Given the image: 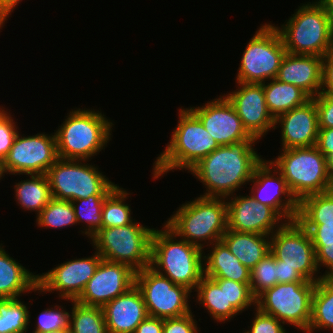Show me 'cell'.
<instances>
[{
	"label": "cell",
	"mask_w": 333,
	"mask_h": 333,
	"mask_svg": "<svg viewBox=\"0 0 333 333\" xmlns=\"http://www.w3.org/2000/svg\"><path fill=\"white\" fill-rule=\"evenodd\" d=\"M199 325L193 311L180 317L163 319V333H202Z\"/></svg>",
	"instance_id": "cell-42"
},
{
	"label": "cell",
	"mask_w": 333,
	"mask_h": 333,
	"mask_svg": "<svg viewBox=\"0 0 333 333\" xmlns=\"http://www.w3.org/2000/svg\"><path fill=\"white\" fill-rule=\"evenodd\" d=\"M320 330L333 333V278L318 280L313 293L311 319L306 333Z\"/></svg>",
	"instance_id": "cell-29"
},
{
	"label": "cell",
	"mask_w": 333,
	"mask_h": 333,
	"mask_svg": "<svg viewBox=\"0 0 333 333\" xmlns=\"http://www.w3.org/2000/svg\"><path fill=\"white\" fill-rule=\"evenodd\" d=\"M231 195L227 202V227L236 232L271 235L286 221L270 206L257 202L248 192Z\"/></svg>",
	"instance_id": "cell-18"
},
{
	"label": "cell",
	"mask_w": 333,
	"mask_h": 333,
	"mask_svg": "<svg viewBox=\"0 0 333 333\" xmlns=\"http://www.w3.org/2000/svg\"><path fill=\"white\" fill-rule=\"evenodd\" d=\"M221 241L250 271L270 253L269 235L236 232L227 228Z\"/></svg>",
	"instance_id": "cell-26"
},
{
	"label": "cell",
	"mask_w": 333,
	"mask_h": 333,
	"mask_svg": "<svg viewBox=\"0 0 333 333\" xmlns=\"http://www.w3.org/2000/svg\"><path fill=\"white\" fill-rule=\"evenodd\" d=\"M22 1L23 0H0V33L2 32L1 30L5 28V24L8 23V19H11L12 13L19 9L18 6Z\"/></svg>",
	"instance_id": "cell-49"
},
{
	"label": "cell",
	"mask_w": 333,
	"mask_h": 333,
	"mask_svg": "<svg viewBox=\"0 0 333 333\" xmlns=\"http://www.w3.org/2000/svg\"><path fill=\"white\" fill-rule=\"evenodd\" d=\"M62 300L59 299V303L56 302L53 305H47L46 309L41 310L39 315L35 317V323L31 322V313L30 312V323L32 327V332L29 333H43V332H53L60 329H69V313L70 310H68L66 307L67 303H71V300ZM67 301V302H66ZM62 302V304L60 303ZM58 303V304H57ZM64 304V305H63ZM35 327H33V326Z\"/></svg>",
	"instance_id": "cell-38"
},
{
	"label": "cell",
	"mask_w": 333,
	"mask_h": 333,
	"mask_svg": "<svg viewBox=\"0 0 333 333\" xmlns=\"http://www.w3.org/2000/svg\"><path fill=\"white\" fill-rule=\"evenodd\" d=\"M68 307L71 308L70 333H108L102 307L86 306L73 300Z\"/></svg>",
	"instance_id": "cell-35"
},
{
	"label": "cell",
	"mask_w": 333,
	"mask_h": 333,
	"mask_svg": "<svg viewBox=\"0 0 333 333\" xmlns=\"http://www.w3.org/2000/svg\"><path fill=\"white\" fill-rule=\"evenodd\" d=\"M193 298L195 309L198 304L217 326L218 323L220 326L226 324L225 286H219L212 278L204 275L193 292Z\"/></svg>",
	"instance_id": "cell-30"
},
{
	"label": "cell",
	"mask_w": 333,
	"mask_h": 333,
	"mask_svg": "<svg viewBox=\"0 0 333 333\" xmlns=\"http://www.w3.org/2000/svg\"><path fill=\"white\" fill-rule=\"evenodd\" d=\"M289 282H311L306 281L294 268L282 265V261L277 260V283Z\"/></svg>",
	"instance_id": "cell-48"
},
{
	"label": "cell",
	"mask_w": 333,
	"mask_h": 333,
	"mask_svg": "<svg viewBox=\"0 0 333 333\" xmlns=\"http://www.w3.org/2000/svg\"><path fill=\"white\" fill-rule=\"evenodd\" d=\"M94 108L75 106L68 110L54 130L58 158L92 162L100 152H105L117 122L107 117L100 107Z\"/></svg>",
	"instance_id": "cell-2"
},
{
	"label": "cell",
	"mask_w": 333,
	"mask_h": 333,
	"mask_svg": "<svg viewBox=\"0 0 333 333\" xmlns=\"http://www.w3.org/2000/svg\"><path fill=\"white\" fill-rule=\"evenodd\" d=\"M89 160L58 158L46 172L52 198L74 201L93 195H108L118 184Z\"/></svg>",
	"instance_id": "cell-9"
},
{
	"label": "cell",
	"mask_w": 333,
	"mask_h": 333,
	"mask_svg": "<svg viewBox=\"0 0 333 333\" xmlns=\"http://www.w3.org/2000/svg\"><path fill=\"white\" fill-rule=\"evenodd\" d=\"M0 242V298L29 296L38 288V271L32 272L19 263L6 251L5 243Z\"/></svg>",
	"instance_id": "cell-24"
},
{
	"label": "cell",
	"mask_w": 333,
	"mask_h": 333,
	"mask_svg": "<svg viewBox=\"0 0 333 333\" xmlns=\"http://www.w3.org/2000/svg\"><path fill=\"white\" fill-rule=\"evenodd\" d=\"M154 229L153 225L142 224L137 219L125 226L101 228L89 243L102 259L124 263L139 271L150 266L151 237Z\"/></svg>",
	"instance_id": "cell-8"
},
{
	"label": "cell",
	"mask_w": 333,
	"mask_h": 333,
	"mask_svg": "<svg viewBox=\"0 0 333 333\" xmlns=\"http://www.w3.org/2000/svg\"><path fill=\"white\" fill-rule=\"evenodd\" d=\"M270 22L279 32L287 53L324 57L333 51V27L317 0L300 3L282 24Z\"/></svg>",
	"instance_id": "cell-6"
},
{
	"label": "cell",
	"mask_w": 333,
	"mask_h": 333,
	"mask_svg": "<svg viewBox=\"0 0 333 333\" xmlns=\"http://www.w3.org/2000/svg\"><path fill=\"white\" fill-rule=\"evenodd\" d=\"M134 333H163V318L147 316Z\"/></svg>",
	"instance_id": "cell-50"
},
{
	"label": "cell",
	"mask_w": 333,
	"mask_h": 333,
	"mask_svg": "<svg viewBox=\"0 0 333 333\" xmlns=\"http://www.w3.org/2000/svg\"><path fill=\"white\" fill-rule=\"evenodd\" d=\"M318 112V128H333V95L321 92L314 97Z\"/></svg>",
	"instance_id": "cell-44"
},
{
	"label": "cell",
	"mask_w": 333,
	"mask_h": 333,
	"mask_svg": "<svg viewBox=\"0 0 333 333\" xmlns=\"http://www.w3.org/2000/svg\"><path fill=\"white\" fill-rule=\"evenodd\" d=\"M177 125L164 149L152 163L151 177L159 180L171 171L188 172L219 147L201 121L185 106L178 108Z\"/></svg>",
	"instance_id": "cell-3"
},
{
	"label": "cell",
	"mask_w": 333,
	"mask_h": 333,
	"mask_svg": "<svg viewBox=\"0 0 333 333\" xmlns=\"http://www.w3.org/2000/svg\"><path fill=\"white\" fill-rule=\"evenodd\" d=\"M135 274L129 265L102 259L76 302L103 307L135 285Z\"/></svg>",
	"instance_id": "cell-19"
},
{
	"label": "cell",
	"mask_w": 333,
	"mask_h": 333,
	"mask_svg": "<svg viewBox=\"0 0 333 333\" xmlns=\"http://www.w3.org/2000/svg\"><path fill=\"white\" fill-rule=\"evenodd\" d=\"M328 170L330 176L333 178V156L328 160Z\"/></svg>",
	"instance_id": "cell-52"
},
{
	"label": "cell",
	"mask_w": 333,
	"mask_h": 333,
	"mask_svg": "<svg viewBox=\"0 0 333 333\" xmlns=\"http://www.w3.org/2000/svg\"><path fill=\"white\" fill-rule=\"evenodd\" d=\"M132 194L134 193L118 184L105 197L102 207V228L121 227L135 221L136 218L132 216L133 209L128 204L131 202L129 198L132 199Z\"/></svg>",
	"instance_id": "cell-31"
},
{
	"label": "cell",
	"mask_w": 333,
	"mask_h": 333,
	"mask_svg": "<svg viewBox=\"0 0 333 333\" xmlns=\"http://www.w3.org/2000/svg\"><path fill=\"white\" fill-rule=\"evenodd\" d=\"M298 222H333V189L299 201Z\"/></svg>",
	"instance_id": "cell-37"
},
{
	"label": "cell",
	"mask_w": 333,
	"mask_h": 333,
	"mask_svg": "<svg viewBox=\"0 0 333 333\" xmlns=\"http://www.w3.org/2000/svg\"><path fill=\"white\" fill-rule=\"evenodd\" d=\"M106 196L93 195L71 201L77 225L80 226L78 233L86 237L87 242L102 228V207Z\"/></svg>",
	"instance_id": "cell-33"
},
{
	"label": "cell",
	"mask_w": 333,
	"mask_h": 333,
	"mask_svg": "<svg viewBox=\"0 0 333 333\" xmlns=\"http://www.w3.org/2000/svg\"><path fill=\"white\" fill-rule=\"evenodd\" d=\"M36 227L43 229H69L78 226L75 211L71 201L52 198L49 203L36 216ZM69 227V228H68Z\"/></svg>",
	"instance_id": "cell-36"
},
{
	"label": "cell",
	"mask_w": 333,
	"mask_h": 333,
	"mask_svg": "<svg viewBox=\"0 0 333 333\" xmlns=\"http://www.w3.org/2000/svg\"><path fill=\"white\" fill-rule=\"evenodd\" d=\"M215 98L187 107L202 123L219 146L242 140H257L243 127L242 121L232 104L221 93Z\"/></svg>",
	"instance_id": "cell-17"
},
{
	"label": "cell",
	"mask_w": 333,
	"mask_h": 333,
	"mask_svg": "<svg viewBox=\"0 0 333 333\" xmlns=\"http://www.w3.org/2000/svg\"><path fill=\"white\" fill-rule=\"evenodd\" d=\"M4 105V106H3ZM0 105V161L3 162L18 134L21 130L18 126V119H15V114L11 108H6L5 104ZM13 113V114H12ZM14 116V117H13Z\"/></svg>",
	"instance_id": "cell-40"
},
{
	"label": "cell",
	"mask_w": 333,
	"mask_h": 333,
	"mask_svg": "<svg viewBox=\"0 0 333 333\" xmlns=\"http://www.w3.org/2000/svg\"><path fill=\"white\" fill-rule=\"evenodd\" d=\"M248 185V192L257 202L273 208L286 222L296 220L299 201L268 158L255 167Z\"/></svg>",
	"instance_id": "cell-16"
},
{
	"label": "cell",
	"mask_w": 333,
	"mask_h": 333,
	"mask_svg": "<svg viewBox=\"0 0 333 333\" xmlns=\"http://www.w3.org/2000/svg\"><path fill=\"white\" fill-rule=\"evenodd\" d=\"M275 129L281 130L279 149L316 145L319 128L314 98L276 117L274 131Z\"/></svg>",
	"instance_id": "cell-21"
},
{
	"label": "cell",
	"mask_w": 333,
	"mask_h": 333,
	"mask_svg": "<svg viewBox=\"0 0 333 333\" xmlns=\"http://www.w3.org/2000/svg\"><path fill=\"white\" fill-rule=\"evenodd\" d=\"M277 284V260L269 253L252 270L250 274V290L256 298L268 288Z\"/></svg>",
	"instance_id": "cell-39"
},
{
	"label": "cell",
	"mask_w": 333,
	"mask_h": 333,
	"mask_svg": "<svg viewBox=\"0 0 333 333\" xmlns=\"http://www.w3.org/2000/svg\"><path fill=\"white\" fill-rule=\"evenodd\" d=\"M321 92L333 95V51L323 57Z\"/></svg>",
	"instance_id": "cell-46"
},
{
	"label": "cell",
	"mask_w": 333,
	"mask_h": 333,
	"mask_svg": "<svg viewBox=\"0 0 333 333\" xmlns=\"http://www.w3.org/2000/svg\"><path fill=\"white\" fill-rule=\"evenodd\" d=\"M135 285L142 294L148 316L165 319L193 311V292L174 284L150 266L136 271Z\"/></svg>",
	"instance_id": "cell-12"
},
{
	"label": "cell",
	"mask_w": 333,
	"mask_h": 333,
	"mask_svg": "<svg viewBox=\"0 0 333 333\" xmlns=\"http://www.w3.org/2000/svg\"><path fill=\"white\" fill-rule=\"evenodd\" d=\"M327 12L328 17L330 18L331 25L333 27V0H317Z\"/></svg>",
	"instance_id": "cell-51"
},
{
	"label": "cell",
	"mask_w": 333,
	"mask_h": 333,
	"mask_svg": "<svg viewBox=\"0 0 333 333\" xmlns=\"http://www.w3.org/2000/svg\"><path fill=\"white\" fill-rule=\"evenodd\" d=\"M316 282L277 283L255 298V307L287 327L306 333L311 319Z\"/></svg>",
	"instance_id": "cell-11"
},
{
	"label": "cell",
	"mask_w": 333,
	"mask_h": 333,
	"mask_svg": "<svg viewBox=\"0 0 333 333\" xmlns=\"http://www.w3.org/2000/svg\"><path fill=\"white\" fill-rule=\"evenodd\" d=\"M257 27L244 47L235 82L262 84L276 78L287 53L279 32L270 21Z\"/></svg>",
	"instance_id": "cell-10"
},
{
	"label": "cell",
	"mask_w": 333,
	"mask_h": 333,
	"mask_svg": "<svg viewBox=\"0 0 333 333\" xmlns=\"http://www.w3.org/2000/svg\"><path fill=\"white\" fill-rule=\"evenodd\" d=\"M309 233L312 242H333V222H299Z\"/></svg>",
	"instance_id": "cell-45"
},
{
	"label": "cell",
	"mask_w": 333,
	"mask_h": 333,
	"mask_svg": "<svg viewBox=\"0 0 333 333\" xmlns=\"http://www.w3.org/2000/svg\"><path fill=\"white\" fill-rule=\"evenodd\" d=\"M43 333H50V332H43ZM51 333H70V329H60L57 331H53Z\"/></svg>",
	"instance_id": "cell-54"
},
{
	"label": "cell",
	"mask_w": 333,
	"mask_h": 333,
	"mask_svg": "<svg viewBox=\"0 0 333 333\" xmlns=\"http://www.w3.org/2000/svg\"><path fill=\"white\" fill-rule=\"evenodd\" d=\"M270 253L306 281L317 282L322 278L311 237L297 220L285 222L270 235Z\"/></svg>",
	"instance_id": "cell-13"
},
{
	"label": "cell",
	"mask_w": 333,
	"mask_h": 333,
	"mask_svg": "<svg viewBox=\"0 0 333 333\" xmlns=\"http://www.w3.org/2000/svg\"><path fill=\"white\" fill-rule=\"evenodd\" d=\"M273 157L268 160L281 173L298 201L308 195L333 189L328 159L316 145L279 149L278 155Z\"/></svg>",
	"instance_id": "cell-7"
},
{
	"label": "cell",
	"mask_w": 333,
	"mask_h": 333,
	"mask_svg": "<svg viewBox=\"0 0 333 333\" xmlns=\"http://www.w3.org/2000/svg\"><path fill=\"white\" fill-rule=\"evenodd\" d=\"M29 300L26 303L23 298H0V333H29V309L35 301Z\"/></svg>",
	"instance_id": "cell-32"
},
{
	"label": "cell",
	"mask_w": 333,
	"mask_h": 333,
	"mask_svg": "<svg viewBox=\"0 0 333 333\" xmlns=\"http://www.w3.org/2000/svg\"><path fill=\"white\" fill-rule=\"evenodd\" d=\"M251 323L247 325L248 329L242 328L239 333H289L286 325L270 316L260 312L256 307L252 310ZM287 329V330H286Z\"/></svg>",
	"instance_id": "cell-41"
},
{
	"label": "cell",
	"mask_w": 333,
	"mask_h": 333,
	"mask_svg": "<svg viewBox=\"0 0 333 333\" xmlns=\"http://www.w3.org/2000/svg\"><path fill=\"white\" fill-rule=\"evenodd\" d=\"M108 333H134L148 316L140 290L134 285L102 307Z\"/></svg>",
	"instance_id": "cell-22"
},
{
	"label": "cell",
	"mask_w": 333,
	"mask_h": 333,
	"mask_svg": "<svg viewBox=\"0 0 333 333\" xmlns=\"http://www.w3.org/2000/svg\"><path fill=\"white\" fill-rule=\"evenodd\" d=\"M316 147L328 160L333 156V128H319Z\"/></svg>",
	"instance_id": "cell-47"
},
{
	"label": "cell",
	"mask_w": 333,
	"mask_h": 333,
	"mask_svg": "<svg viewBox=\"0 0 333 333\" xmlns=\"http://www.w3.org/2000/svg\"><path fill=\"white\" fill-rule=\"evenodd\" d=\"M312 243L316 253V264L321 274V277L333 278V242Z\"/></svg>",
	"instance_id": "cell-43"
},
{
	"label": "cell",
	"mask_w": 333,
	"mask_h": 333,
	"mask_svg": "<svg viewBox=\"0 0 333 333\" xmlns=\"http://www.w3.org/2000/svg\"><path fill=\"white\" fill-rule=\"evenodd\" d=\"M219 286H225L226 324L246 311L255 308V297L250 290V283H240L233 280L212 278Z\"/></svg>",
	"instance_id": "cell-34"
},
{
	"label": "cell",
	"mask_w": 333,
	"mask_h": 333,
	"mask_svg": "<svg viewBox=\"0 0 333 333\" xmlns=\"http://www.w3.org/2000/svg\"><path fill=\"white\" fill-rule=\"evenodd\" d=\"M161 224V229L156 227L152 233L150 267L194 292L204 276L203 250Z\"/></svg>",
	"instance_id": "cell-4"
},
{
	"label": "cell",
	"mask_w": 333,
	"mask_h": 333,
	"mask_svg": "<svg viewBox=\"0 0 333 333\" xmlns=\"http://www.w3.org/2000/svg\"><path fill=\"white\" fill-rule=\"evenodd\" d=\"M4 177L6 178V175H5L4 170H3V162L0 161V183H1L2 179L5 180Z\"/></svg>",
	"instance_id": "cell-53"
},
{
	"label": "cell",
	"mask_w": 333,
	"mask_h": 333,
	"mask_svg": "<svg viewBox=\"0 0 333 333\" xmlns=\"http://www.w3.org/2000/svg\"><path fill=\"white\" fill-rule=\"evenodd\" d=\"M93 253L87 257L77 258L76 256L73 259H66V261L54 265L55 267L50 270L38 273V288L34 294L43 296L55 293L58 300L75 301L94 276L95 270L102 260L96 250Z\"/></svg>",
	"instance_id": "cell-15"
},
{
	"label": "cell",
	"mask_w": 333,
	"mask_h": 333,
	"mask_svg": "<svg viewBox=\"0 0 333 333\" xmlns=\"http://www.w3.org/2000/svg\"><path fill=\"white\" fill-rule=\"evenodd\" d=\"M235 90L223 95L234 107L247 132L261 141L274 130V118L269 113L263 84L235 82Z\"/></svg>",
	"instance_id": "cell-20"
},
{
	"label": "cell",
	"mask_w": 333,
	"mask_h": 333,
	"mask_svg": "<svg viewBox=\"0 0 333 333\" xmlns=\"http://www.w3.org/2000/svg\"><path fill=\"white\" fill-rule=\"evenodd\" d=\"M322 61L321 56L286 53L276 79L293 84L314 98L322 89Z\"/></svg>",
	"instance_id": "cell-23"
},
{
	"label": "cell",
	"mask_w": 333,
	"mask_h": 333,
	"mask_svg": "<svg viewBox=\"0 0 333 333\" xmlns=\"http://www.w3.org/2000/svg\"><path fill=\"white\" fill-rule=\"evenodd\" d=\"M259 142L242 140L219 146L194 165L187 174L203 184L200 196L227 198L244 186L247 189L255 167L265 158L255 148Z\"/></svg>",
	"instance_id": "cell-1"
},
{
	"label": "cell",
	"mask_w": 333,
	"mask_h": 333,
	"mask_svg": "<svg viewBox=\"0 0 333 333\" xmlns=\"http://www.w3.org/2000/svg\"><path fill=\"white\" fill-rule=\"evenodd\" d=\"M203 263L204 275L209 278L250 283L251 271L242 265L222 241L215 242L203 250Z\"/></svg>",
	"instance_id": "cell-25"
},
{
	"label": "cell",
	"mask_w": 333,
	"mask_h": 333,
	"mask_svg": "<svg viewBox=\"0 0 333 333\" xmlns=\"http://www.w3.org/2000/svg\"><path fill=\"white\" fill-rule=\"evenodd\" d=\"M20 131L3 161L5 175L46 174L58 159L55 132L28 135Z\"/></svg>",
	"instance_id": "cell-14"
},
{
	"label": "cell",
	"mask_w": 333,
	"mask_h": 333,
	"mask_svg": "<svg viewBox=\"0 0 333 333\" xmlns=\"http://www.w3.org/2000/svg\"><path fill=\"white\" fill-rule=\"evenodd\" d=\"M24 178L15 179L11 186L14 201L24 213L34 212L36 217L52 199L49 181L46 174H25Z\"/></svg>",
	"instance_id": "cell-27"
},
{
	"label": "cell",
	"mask_w": 333,
	"mask_h": 333,
	"mask_svg": "<svg viewBox=\"0 0 333 333\" xmlns=\"http://www.w3.org/2000/svg\"><path fill=\"white\" fill-rule=\"evenodd\" d=\"M262 84L268 111L274 119L311 99L301 88L276 78Z\"/></svg>",
	"instance_id": "cell-28"
},
{
	"label": "cell",
	"mask_w": 333,
	"mask_h": 333,
	"mask_svg": "<svg viewBox=\"0 0 333 333\" xmlns=\"http://www.w3.org/2000/svg\"><path fill=\"white\" fill-rule=\"evenodd\" d=\"M163 223L181 239L204 250L221 241L227 231L226 199L198 194L182 202Z\"/></svg>",
	"instance_id": "cell-5"
}]
</instances>
